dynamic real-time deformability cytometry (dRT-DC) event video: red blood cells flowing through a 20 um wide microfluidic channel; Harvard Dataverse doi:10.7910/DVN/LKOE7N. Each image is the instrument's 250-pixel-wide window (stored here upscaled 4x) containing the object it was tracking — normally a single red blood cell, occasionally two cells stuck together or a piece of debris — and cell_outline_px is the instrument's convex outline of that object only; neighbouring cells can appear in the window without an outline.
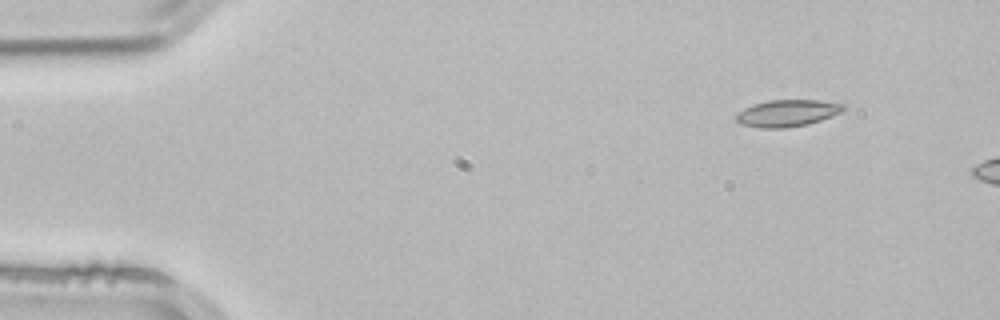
{"species": "common noctule bat (a hibernating species)", "species_latin": "Nyctalus noctula", "temperature_condition": "room temperature", "stored_images_in_passage": 3, "camera_frame_rate_fps": 3000, "um_per_image_px": 0.085, "animal": {"sex": "male", "body_mass_g": 21.5, "forearm_length_mm": 52.0}, "frame": {"image": 1, "passage_image": 1, "time_ms": 0.0, "image_size_px": [1000, 320], "cell_outline_px": [[844, 108], [840, 112], [832, 116], [808, 124], [784, 128], [760, 128], [740, 124], [736, 120], [736, 112], [752, 104], [768, 100], [820, 100], [844, 104]], "centroid_in_image_um": [66.87, 9.61], "position_along_channel_um": 18.1, "area_um2": 16.82}}